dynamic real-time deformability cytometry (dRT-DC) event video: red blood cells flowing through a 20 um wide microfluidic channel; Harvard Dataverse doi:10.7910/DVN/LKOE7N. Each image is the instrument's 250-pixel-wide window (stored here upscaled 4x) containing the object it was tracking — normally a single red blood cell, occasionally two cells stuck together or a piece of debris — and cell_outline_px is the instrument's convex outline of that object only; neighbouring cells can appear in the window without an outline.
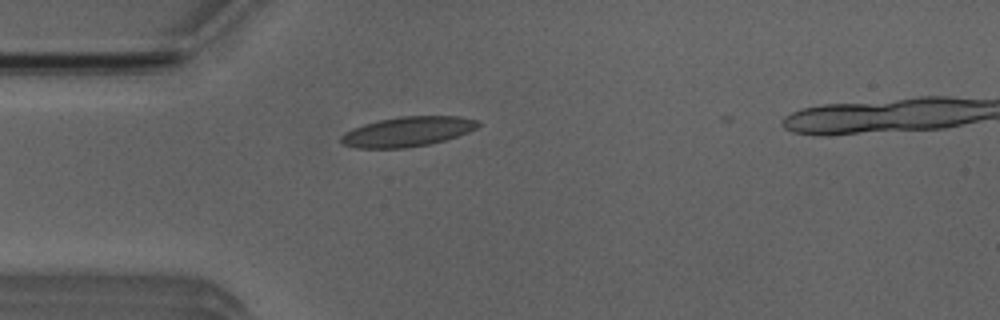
{"species": "Egyptian fruit bat (a non-hibernating species)", "species_latin": "Rousettus aegyptiacus", "temperature_condition": "room temperature", "stored_images_in_passage": 4, "camera_frame_rate_fps": 3000, "um_per_image_px": 0.085, "animal": {"sex": "male"}, "frame": {"image": 1, "passage_image": 4, "time_ms": 4.333, "image_size_px": [1000, 320], "cell_outline_px": [[480, 124], [476, 128], [468, 132], [444, 140], [428, 144], [404, 148], [356, 148], [344, 144], [340, 140], [340, 136], [344, 132], [352, 128], [376, 120], [400, 116], [460, 116], [476, 120]], "centroid_in_image_um": [34.6, 11.18], "position_along_channel_um": 50.4, "area_um2": 23.76}}